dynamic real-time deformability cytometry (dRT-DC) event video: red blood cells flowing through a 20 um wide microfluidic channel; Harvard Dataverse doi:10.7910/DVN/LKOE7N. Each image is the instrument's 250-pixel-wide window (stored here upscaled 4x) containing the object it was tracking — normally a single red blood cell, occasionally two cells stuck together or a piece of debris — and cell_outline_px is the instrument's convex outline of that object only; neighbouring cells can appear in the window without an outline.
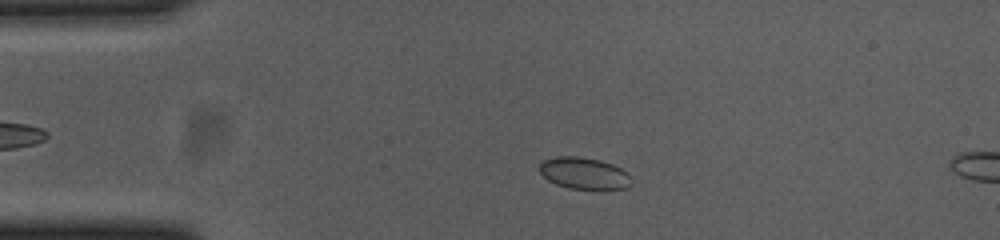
{"species": "common noctule bat (a hibernating species)", "species_latin": "Nyctalus noctula", "temperature_condition": "cold", "stored_images_in_passage": 11, "camera_frame_rate_fps": 3000, "um_per_image_px": 0.085, "animal": {"sex": "female", "body_mass_g": 23.0, "forearm_length_mm": 53.4}, "frame": {"image": 1, "passage_image": 8, "time_ms": 2.333, "image_size_px": [1000, 240], "cell_outline_px": [[632, 184], [624, 188], [568, 188], [556, 184], [548, 180], [540, 172], [540, 164], [544, 160], [556, 156], [580, 156], [600, 160], [612, 164], [628, 172]], "centroid_in_image_um": [49.64, 14.71], "position_along_channel_um": 35.4, "area_um2": 16.76}}